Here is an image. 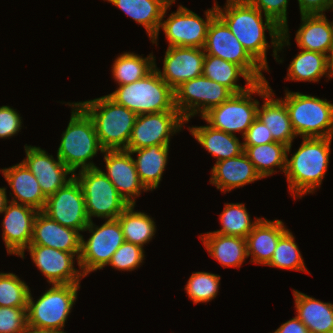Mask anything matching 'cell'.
<instances>
[{"instance_id": "cell-1", "label": "cell", "mask_w": 333, "mask_h": 333, "mask_svg": "<svg viewBox=\"0 0 333 333\" xmlns=\"http://www.w3.org/2000/svg\"><path fill=\"white\" fill-rule=\"evenodd\" d=\"M224 8L216 3L217 15L226 23L230 31L248 54L264 69L269 70L267 65V49L270 47L265 37L268 29L271 43L274 47L273 55L277 62L283 46L290 45L289 31L282 30L273 20L265 16L263 23L262 13L245 0H227Z\"/></svg>"}, {"instance_id": "cell-2", "label": "cell", "mask_w": 333, "mask_h": 333, "mask_svg": "<svg viewBox=\"0 0 333 333\" xmlns=\"http://www.w3.org/2000/svg\"><path fill=\"white\" fill-rule=\"evenodd\" d=\"M332 137L303 138L302 144L286 160L285 175L291 196L297 199L314 193L327 172Z\"/></svg>"}, {"instance_id": "cell-3", "label": "cell", "mask_w": 333, "mask_h": 333, "mask_svg": "<svg viewBox=\"0 0 333 333\" xmlns=\"http://www.w3.org/2000/svg\"><path fill=\"white\" fill-rule=\"evenodd\" d=\"M72 114L66 130L62 134L57 150L60 160L75 174L83 169L97 168L88 162L100 151L104 152L96 134L94 123L87 112L77 103H68Z\"/></svg>"}, {"instance_id": "cell-4", "label": "cell", "mask_w": 333, "mask_h": 333, "mask_svg": "<svg viewBox=\"0 0 333 333\" xmlns=\"http://www.w3.org/2000/svg\"><path fill=\"white\" fill-rule=\"evenodd\" d=\"M91 117L104 150H126L137 114L107 95L77 102Z\"/></svg>"}, {"instance_id": "cell-5", "label": "cell", "mask_w": 333, "mask_h": 333, "mask_svg": "<svg viewBox=\"0 0 333 333\" xmlns=\"http://www.w3.org/2000/svg\"><path fill=\"white\" fill-rule=\"evenodd\" d=\"M107 96L137 115L178 111L174 103V90L159 76L155 68L144 78L120 85Z\"/></svg>"}, {"instance_id": "cell-6", "label": "cell", "mask_w": 333, "mask_h": 333, "mask_svg": "<svg viewBox=\"0 0 333 333\" xmlns=\"http://www.w3.org/2000/svg\"><path fill=\"white\" fill-rule=\"evenodd\" d=\"M281 99L296 135L301 138L333 137V104L326 99L285 91Z\"/></svg>"}, {"instance_id": "cell-7", "label": "cell", "mask_w": 333, "mask_h": 333, "mask_svg": "<svg viewBox=\"0 0 333 333\" xmlns=\"http://www.w3.org/2000/svg\"><path fill=\"white\" fill-rule=\"evenodd\" d=\"M271 87L267 80L256 82L248 90L232 94L225 102L211 108L202 116L212 128L229 134L246 133L257 118L258 100L253 101L252 94L263 96Z\"/></svg>"}, {"instance_id": "cell-8", "label": "cell", "mask_w": 333, "mask_h": 333, "mask_svg": "<svg viewBox=\"0 0 333 333\" xmlns=\"http://www.w3.org/2000/svg\"><path fill=\"white\" fill-rule=\"evenodd\" d=\"M80 284H53L35 302L28 297L27 324L64 332L65 322L77 299Z\"/></svg>"}, {"instance_id": "cell-9", "label": "cell", "mask_w": 333, "mask_h": 333, "mask_svg": "<svg viewBox=\"0 0 333 333\" xmlns=\"http://www.w3.org/2000/svg\"><path fill=\"white\" fill-rule=\"evenodd\" d=\"M74 177L82 188L90 221L95 216L106 220L117 219L129 206L100 168L79 169Z\"/></svg>"}, {"instance_id": "cell-10", "label": "cell", "mask_w": 333, "mask_h": 333, "mask_svg": "<svg viewBox=\"0 0 333 333\" xmlns=\"http://www.w3.org/2000/svg\"><path fill=\"white\" fill-rule=\"evenodd\" d=\"M87 230L91 236L85 241L81 235V252L78 259V266L84 277L108 265L115 251L125 241L117 219L106 220L100 227L92 220L84 229Z\"/></svg>"}, {"instance_id": "cell-11", "label": "cell", "mask_w": 333, "mask_h": 333, "mask_svg": "<svg viewBox=\"0 0 333 333\" xmlns=\"http://www.w3.org/2000/svg\"><path fill=\"white\" fill-rule=\"evenodd\" d=\"M174 2L175 0H172L166 6L159 27V30L163 29L165 37L169 42L168 47L204 48L209 25L217 15L216 3L213 8L205 11V20L181 5L178 6L179 8L176 12L171 13L168 19L163 21L166 11Z\"/></svg>"}, {"instance_id": "cell-12", "label": "cell", "mask_w": 333, "mask_h": 333, "mask_svg": "<svg viewBox=\"0 0 333 333\" xmlns=\"http://www.w3.org/2000/svg\"><path fill=\"white\" fill-rule=\"evenodd\" d=\"M233 93L224 85L201 75L174 89L175 108L186 122L198 112L201 117L225 102Z\"/></svg>"}, {"instance_id": "cell-13", "label": "cell", "mask_w": 333, "mask_h": 333, "mask_svg": "<svg viewBox=\"0 0 333 333\" xmlns=\"http://www.w3.org/2000/svg\"><path fill=\"white\" fill-rule=\"evenodd\" d=\"M204 52L241 66L256 82L265 81L264 70L243 48L226 23L216 15L208 28Z\"/></svg>"}, {"instance_id": "cell-14", "label": "cell", "mask_w": 333, "mask_h": 333, "mask_svg": "<svg viewBox=\"0 0 333 333\" xmlns=\"http://www.w3.org/2000/svg\"><path fill=\"white\" fill-rule=\"evenodd\" d=\"M185 122L179 111L137 115L126 150L170 145V137L179 132Z\"/></svg>"}, {"instance_id": "cell-15", "label": "cell", "mask_w": 333, "mask_h": 333, "mask_svg": "<svg viewBox=\"0 0 333 333\" xmlns=\"http://www.w3.org/2000/svg\"><path fill=\"white\" fill-rule=\"evenodd\" d=\"M42 212L62 226L79 232L90 223L82 188L75 177L46 199Z\"/></svg>"}, {"instance_id": "cell-16", "label": "cell", "mask_w": 333, "mask_h": 333, "mask_svg": "<svg viewBox=\"0 0 333 333\" xmlns=\"http://www.w3.org/2000/svg\"><path fill=\"white\" fill-rule=\"evenodd\" d=\"M26 249L30 252L35 266L47 278L50 284H80L84 277L81 271L74 268V257L77 263L80 253H70L41 245H29Z\"/></svg>"}, {"instance_id": "cell-17", "label": "cell", "mask_w": 333, "mask_h": 333, "mask_svg": "<svg viewBox=\"0 0 333 333\" xmlns=\"http://www.w3.org/2000/svg\"><path fill=\"white\" fill-rule=\"evenodd\" d=\"M38 212V210L28 205L11 201L6 203L2 212L5 213L2 222V238L8 254L25 258L24 252L31 243L33 224Z\"/></svg>"}, {"instance_id": "cell-18", "label": "cell", "mask_w": 333, "mask_h": 333, "mask_svg": "<svg viewBox=\"0 0 333 333\" xmlns=\"http://www.w3.org/2000/svg\"><path fill=\"white\" fill-rule=\"evenodd\" d=\"M26 158L22 163L37 178L41 191L46 198L65 186L74 177V173L60 160L36 146H24ZM71 176L67 179V175Z\"/></svg>"}, {"instance_id": "cell-19", "label": "cell", "mask_w": 333, "mask_h": 333, "mask_svg": "<svg viewBox=\"0 0 333 333\" xmlns=\"http://www.w3.org/2000/svg\"><path fill=\"white\" fill-rule=\"evenodd\" d=\"M205 52L203 48L168 47L163 61V72L154 64L159 76L174 90L181 83L203 73Z\"/></svg>"}, {"instance_id": "cell-20", "label": "cell", "mask_w": 333, "mask_h": 333, "mask_svg": "<svg viewBox=\"0 0 333 333\" xmlns=\"http://www.w3.org/2000/svg\"><path fill=\"white\" fill-rule=\"evenodd\" d=\"M102 154L107 170L103 173L129 205H136L135 197H139L141 190H148L139 179L132 154L126 150H104Z\"/></svg>"}, {"instance_id": "cell-21", "label": "cell", "mask_w": 333, "mask_h": 333, "mask_svg": "<svg viewBox=\"0 0 333 333\" xmlns=\"http://www.w3.org/2000/svg\"><path fill=\"white\" fill-rule=\"evenodd\" d=\"M30 245H41L70 253H80L81 234L75 229L62 226L39 211L34 220Z\"/></svg>"}, {"instance_id": "cell-22", "label": "cell", "mask_w": 333, "mask_h": 333, "mask_svg": "<svg viewBox=\"0 0 333 333\" xmlns=\"http://www.w3.org/2000/svg\"><path fill=\"white\" fill-rule=\"evenodd\" d=\"M211 173L210 183L224 193L262 179L244 152L216 162Z\"/></svg>"}, {"instance_id": "cell-23", "label": "cell", "mask_w": 333, "mask_h": 333, "mask_svg": "<svg viewBox=\"0 0 333 333\" xmlns=\"http://www.w3.org/2000/svg\"><path fill=\"white\" fill-rule=\"evenodd\" d=\"M288 229L281 220L269 221L261 218L246 237L248 257L252 256L251 262L267 265L277 247L280 237Z\"/></svg>"}, {"instance_id": "cell-24", "label": "cell", "mask_w": 333, "mask_h": 333, "mask_svg": "<svg viewBox=\"0 0 333 333\" xmlns=\"http://www.w3.org/2000/svg\"><path fill=\"white\" fill-rule=\"evenodd\" d=\"M274 93L270 88L261 98L263 105L257 109V118L267 126L275 142L289 147L297 136L289 118L285 103L279 99H273Z\"/></svg>"}, {"instance_id": "cell-25", "label": "cell", "mask_w": 333, "mask_h": 333, "mask_svg": "<svg viewBox=\"0 0 333 333\" xmlns=\"http://www.w3.org/2000/svg\"><path fill=\"white\" fill-rule=\"evenodd\" d=\"M0 171L14 192L12 200L8 201L28 205L38 211L43 210L47 198L42 193L37 178L22 162Z\"/></svg>"}, {"instance_id": "cell-26", "label": "cell", "mask_w": 333, "mask_h": 333, "mask_svg": "<svg viewBox=\"0 0 333 333\" xmlns=\"http://www.w3.org/2000/svg\"><path fill=\"white\" fill-rule=\"evenodd\" d=\"M301 21L295 37L299 49L329 57L333 44V22H329L325 14L301 15Z\"/></svg>"}, {"instance_id": "cell-27", "label": "cell", "mask_w": 333, "mask_h": 333, "mask_svg": "<svg viewBox=\"0 0 333 333\" xmlns=\"http://www.w3.org/2000/svg\"><path fill=\"white\" fill-rule=\"evenodd\" d=\"M136 23L145 27L153 44L157 45L163 12L172 0H107Z\"/></svg>"}, {"instance_id": "cell-28", "label": "cell", "mask_w": 333, "mask_h": 333, "mask_svg": "<svg viewBox=\"0 0 333 333\" xmlns=\"http://www.w3.org/2000/svg\"><path fill=\"white\" fill-rule=\"evenodd\" d=\"M208 254L217 260L222 267H241L248 257L246 238L207 232L200 235Z\"/></svg>"}, {"instance_id": "cell-29", "label": "cell", "mask_w": 333, "mask_h": 333, "mask_svg": "<svg viewBox=\"0 0 333 333\" xmlns=\"http://www.w3.org/2000/svg\"><path fill=\"white\" fill-rule=\"evenodd\" d=\"M296 316L310 333H333V304L293 290Z\"/></svg>"}, {"instance_id": "cell-30", "label": "cell", "mask_w": 333, "mask_h": 333, "mask_svg": "<svg viewBox=\"0 0 333 333\" xmlns=\"http://www.w3.org/2000/svg\"><path fill=\"white\" fill-rule=\"evenodd\" d=\"M132 155L137 154L134 159L136 171L144 187L149 191L158 188L162 180L163 171L167 165L169 145H152L136 150H126Z\"/></svg>"}, {"instance_id": "cell-31", "label": "cell", "mask_w": 333, "mask_h": 333, "mask_svg": "<svg viewBox=\"0 0 333 333\" xmlns=\"http://www.w3.org/2000/svg\"><path fill=\"white\" fill-rule=\"evenodd\" d=\"M188 130L208 153L217 158L216 162L237 157L244 152L243 143L236 135L214 129L210 125L193 126Z\"/></svg>"}, {"instance_id": "cell-32", "label": "cell", "mask_w": 333, "mask_h": 333, "mask_svg": "<svg viewBox=\"0 0 333 333\" xmlns=\"http://www.w3.org/2000/svg\"><path fill=\"white\" fill-rule=\"evenodd\" d=\"M202 75L212 81L224 85L233 94L242 93L256 83V81L241 66L207 54H205L203 62ZM240 76L245 79L246 87L236 84Z\"/></svg>"}, {"instance_id": "cell-33", "label": "cell", "mask_w": 333, "mask_h": 333, "mask_svg": "<svg viewBox=\"0 0 333 333\" xmlns=\"http://www.w3.org/2000/svg\"><path fill=\"white\" fill-rule=\"evenodd\" d=\"M324 75L330 79L333 77L329 57L323 53L302 49L290 62L287 78L285 79L318 82Z\"/></svg>"}, {"instance_id": "cell-34", "label": "cell", "mask_w": 333, "mask_h": 333, "mask_svg": "<svg viewBox=\"0 0 333 333\" xmlns=\"http://www.w3.org/2000/svg\"><path fill=\"white\" fill-rule=\"evenodd\" d=\"M291 145L286 146L279 142L243 147L244 153L253 163L256 172L261 178L268 177L278 167L285 173L287 152H291Z\"/></svg>"}, {"instance_id": "cell-35", "label": "cell", "mask_w": 333, "mask_h": 333, "mask_svg": "<svg viewBox=\"0 0 333 333\" xmlns=\"http://www.w3.org/2000/svg\"><path fill=\"white\" fill-rule=\"evenodd\" d=\"M135 205H129L118 217L124 239L140 247L153 238L156 232V224L150 216L144 212L134 211Z\"/></svg>"}, {"instance_id": "cell-36", "label": "cell", "mask_w": 333, "mask_h": 333, "mask_svg": "<svg viewBox=\"0 0 333 333\" xmlns=\"http://www.w3.org/2000/svg\"><path fill=\"white\" fill-rule=\"evenodd\" d=\"M155 60L152 53L143 58L140 55L125 52L115 59L112 66V76L119 86L133 83L144 78L154 69Z\"/></svg>"}, {"instance_id": "cell-37", "label": "cell", "mask_w": 333, "mask_h": 333, "mask_svg": "<svg viewBox=\"0 0 333 333\" xmlns=\"http://www.w3.org/2000/svg\"><path fill=\"white\" fill-rule=\"evenodd\" d=\"M224 206V210L220 214L222 227L220 230L213 231V233L246 238L261 219L257 218L255 221H252L245 204L226 203Z\"/></svg>"}, {"instance_id": "cell-38", "label": "cell", "mask_w": 333, "mask_h": 333, "mask_svg": "<svg viewBox=\"0 0 333 333\" xmlns=\"http://www.w3.org/2000/svg\"><path fill=\"white\" fill-rule=\"evenodd\" d=\"M295 237L287 230L279 239L277 247L267 266L279 269L308 272L305 263L295 243Z\"/></svg>"}, {"instance_id": "cell-39", "label": "cell", "mask_w": 333, "mask_h": 333, "mask_svg": "<svg viewBox=\"0 0 333 333\" xmlns=\"http://www.w3.org/2000/svg\"><path fill=\"white\" fill-rule=\"evenodd\" d=\"M220 276L209 272H194L187 281L185 290L194 304L206 303L217 296Z\"/></svg>"}, {"instance_id": "cell-40", "label": "cell", "mask_w": 333, "mask_h": 333, "mask_svg": "<svg viewBox=\"0 0 333 333\" xmlns=\"http://www.w3.org/2000/svg\"><path fill=\"white\" fill-rule=\"evenodd\" d=\"M28 285L13 273H0V306L27 307Z\"/></svg>"}, {"instance_id": "cell-41", "label": "cell", "mask_w": 333, "mask_h": 333, "mask_svg": "<svg viewBox=\"0 0 333 333\" xmlns=\"http://www.w3.org/2000/svg\"><path fill=\"white\" fill-rule=\"evenodd\" d=\"M143 260V248L133 243L124 241L115 251L108 265H111L115 269L121 271H133L139 268Z\"/></svg>"}, {"instance_id": "cell-42", "label": "cell", "mask_w": 333, "mask_h": 333, "mask_svg": "<svg viewBox=\"0 0 333 333\" xmlns=\"http://www.w3.org/2000/svg\"><path fill=\"white\" fill-rule=\"evenodd\" d=\"M26 309L0 306V333H23L28 325Z\"/></svg>"}, {"instance_id": "cell-43", "label": "cell", "mask_w": 333, "mask_h": 333, "mask_svg": "<svg viewBox=\"0 0 333 333\" xmlns=\"http://www.w3.org/2000/svg\"><path fill=\"white\" fill-rule=\"evenodd\" d=\"M250 5L257 8L264 17L273 20L282 30H288L287 5L288 0H245Z\"/></svg>"}, {"instance_id": "cell-44", "label": "cell", "mask_w": 333, "mask_h": 333, "mask_svg": "<svg viewBox=\"0 0 333 333\" xmlns=\"http://www.w3.org/2000/svg\"><path fill=\"white\" fill-rule=\"evenodd\" d=\"M19 113L9 107L0 106V138L13 137L21 130L22 121Z\"/></svg>"}, {"instance_id": "cell-45", "label": "cell", "mask_w": 333, "mask_h": 333, "mask_svg": "<svg viewBox=\"0 0 333 333\" xmlns=\"http://www.w3.org/2000/svg\"><path fill=\"white\" fill-rule=\"evenodd\" d=\"M242 138L244 140L243 147L275 142L271 133L267 130V126L258 118L253 121Z\"/></svg>"}, {"instance_id": "cell-46", "label": "cell", "mask_w": 333, "mask_h": 333, "mask_svg": "<svg viewBox=\"0 0 333 333\" xmlns=\"http://www.w3.org/2000/svg\"><path fill=\"white\" fill-rule=\"evenodd\" d=\"M301 15L325 14L333 8V0H298Z\"/></svg>"}, {"instance_id": "cell-47", "label": "cell", "mask_w": 333, "mask_h": 333, "mask_svg": "<svg viewBox=\"0 0 333 333\" xmlns=\"http://www.w3.org/2000/svg\"><path fill=\"white\" fill-rule=\"evenodd\" d=\"M273 333H310L308 328L296 316L285 323H283Z\"/></svg>"}, {"instance_id": "cell-48", "label": "cell", "mask_w": 333, "mask_h": 333, "mask_svg": "<svg viewBox=\"0 0 333 333\" xmlns=\"http://www.w3.org/2000/svg\"><path fill=\"white\" fill-rule=\"evenodd\" d=\"M23 333H66V332H61L54 329L38 328L31 325H27Z\"/></svg>"}, {"instance_id": "cell-49", "label": "cell", "mask_w": 333, "mask_h": 333, "mask_svg": "<svg viewBox=\"0 0 333 333\" xmlns=\"http://www.w3.org/2000/svg\"><path fill=\"white\" fill-rule=\"evenodd\" d=\"M6 195V188H0V214L5 209L6 203L8 202Z\"/></svg>"}, {"instance_id": "cell-50", "label": "cell", "mask_w": 333, "mask_h": 333, "mask_svg": "<svg viewBox=\"0 0 333 333\" xmlns=\"http://www.w3.org/2000/svg\"><path fill=\"white\" fill-rule=\"evenodd\" d=\"M329 63H330V67L333 71V44H332V49H331V52L329 54Z\"/></svg>"}]
</instances>
